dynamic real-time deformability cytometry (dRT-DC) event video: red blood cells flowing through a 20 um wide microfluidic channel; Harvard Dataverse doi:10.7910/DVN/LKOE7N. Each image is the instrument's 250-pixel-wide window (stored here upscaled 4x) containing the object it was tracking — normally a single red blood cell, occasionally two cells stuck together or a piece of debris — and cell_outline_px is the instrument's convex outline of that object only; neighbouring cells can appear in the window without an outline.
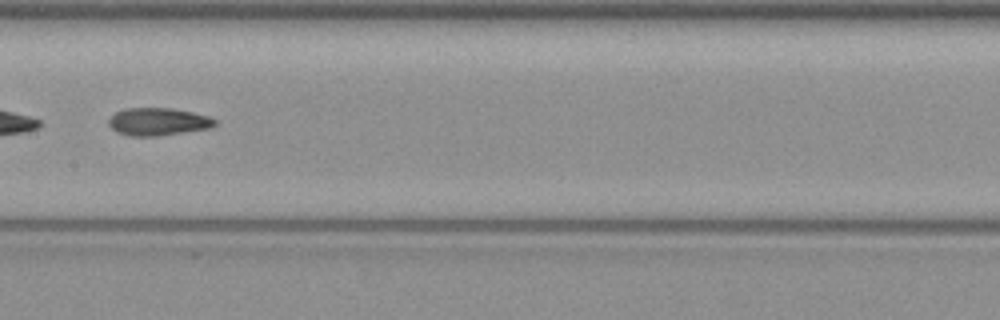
{"species": "common noctule bat (a hibernating species)", "species_latin": "Nyctalus noctula", "temperature_condition": "warm", "stored_images_in_passage": 49, "segment_of_instrument_passage": [2, 2], "camera_frame_rate_fps": 3000, "um_per_image_px": 0.085, "animal": {"sex": "female", "body_mass_g": 19.3, "forearm_length_mm": 54.1}, "frame": {"image": 1, "passage_image": 26, "time_ms": 8.333, "image_size_px": [1000, 320], "cell_outline_px": [[216, 124], [212, 128], [160, 136], [128, 136], [116, 132], [108, 124], [108, 120], [116, 112], [124, 108], [168, 108], [192, 112], [208, 116], [216, 120]], "centroid_in_image_um": [13.43, 10.35], "position_along_channel_um": 194.0, "area_um2": 17.22}}
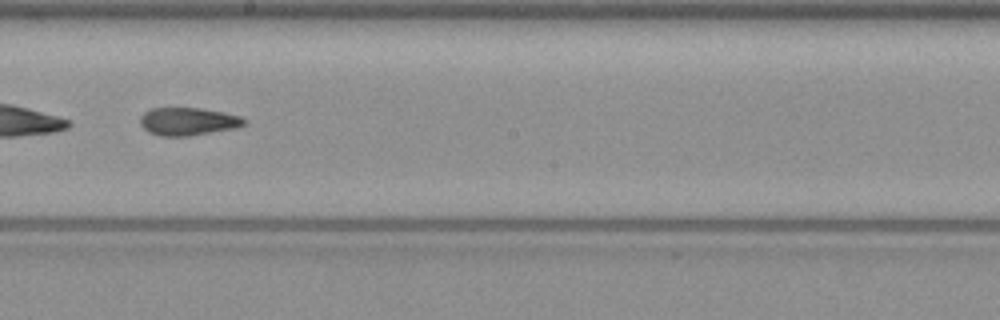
{"frame": {"image": 2, "passage_image": 29, "time_ms": 9.333, "image_size_px": [1000, 320], "cell_outline_px": [[244, 124], [236, 128], [188, 136], [160, 136], [148, 132], [140, 124], [140, 116], [144, 112], [152, 108], [200, 108], [224, 112], [240, 116], [244, 120]], "centroid_in_image_um": [15.94, 10.32], "position_along_channel_um": 232.3, "area_um2": 16.82}}
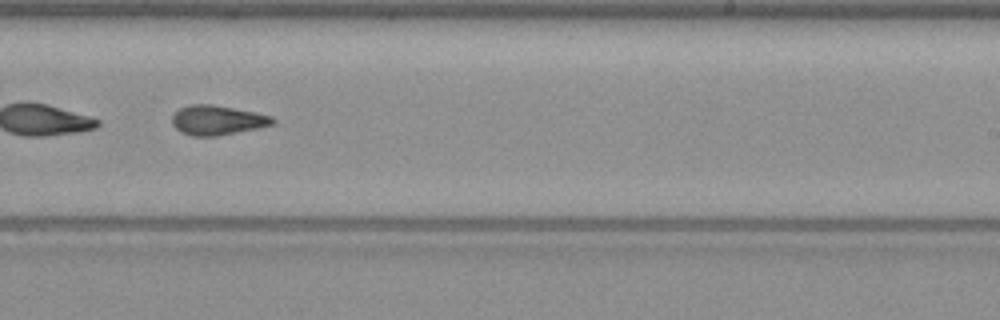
{"frame": {"image": 3, "passage_image": 32, "time_ms": 10.333, "image_size_px": [1000, 320], "cell_outline_px": [[276, 120], [272, 124], [256, 128], [216, 136], [192, 136], [180, 132], [172, 124], [172, 116], [180, 108], [192, 104], [212, 104], [272, 116]], "centroid_in_image_um": [18.43, 10.22], "position_along_channel_um": 270.6, "area_um2": 17.05}}